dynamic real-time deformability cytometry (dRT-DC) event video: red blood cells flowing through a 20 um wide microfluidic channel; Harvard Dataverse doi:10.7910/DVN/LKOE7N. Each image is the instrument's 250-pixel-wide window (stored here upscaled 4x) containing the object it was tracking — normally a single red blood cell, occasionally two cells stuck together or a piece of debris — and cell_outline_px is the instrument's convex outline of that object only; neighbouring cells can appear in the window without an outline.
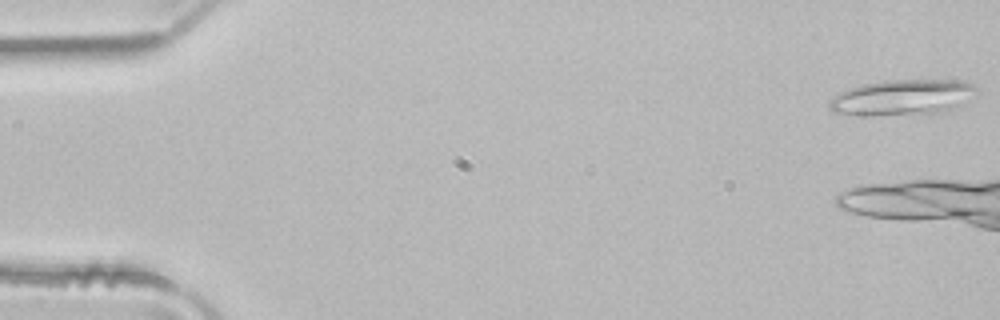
{"species": "common noctule bat (a hibernating species)", "species_latin": "Nyctalus noctula", "temperature_condition": "room temperature", "stored_images_in_passage": 8, "camera_frame_rate_fps": 3000, "um_per_image_px": 0.085, "animal": {"sex": "male", "body_mass_g": 21.5, "forearm_length_mm": 52.0}, "frame": {"image": 1, "passage_image": 1, "time_ms": 0.0, "image_size_px": [1000, 320], "cell_outline_px": [[980, 92], [952, 108], [944, 112], [928, 116], [832, 112], [828, 108], [828, 104], [840, 92], [848, 88], [864, 84], [884, 80], [956, 80], [972, 84]], "centroid_in_image_um": [76.78, 8.28], "position_along_channel_um": 8.2, "area_um2": 30.35}}